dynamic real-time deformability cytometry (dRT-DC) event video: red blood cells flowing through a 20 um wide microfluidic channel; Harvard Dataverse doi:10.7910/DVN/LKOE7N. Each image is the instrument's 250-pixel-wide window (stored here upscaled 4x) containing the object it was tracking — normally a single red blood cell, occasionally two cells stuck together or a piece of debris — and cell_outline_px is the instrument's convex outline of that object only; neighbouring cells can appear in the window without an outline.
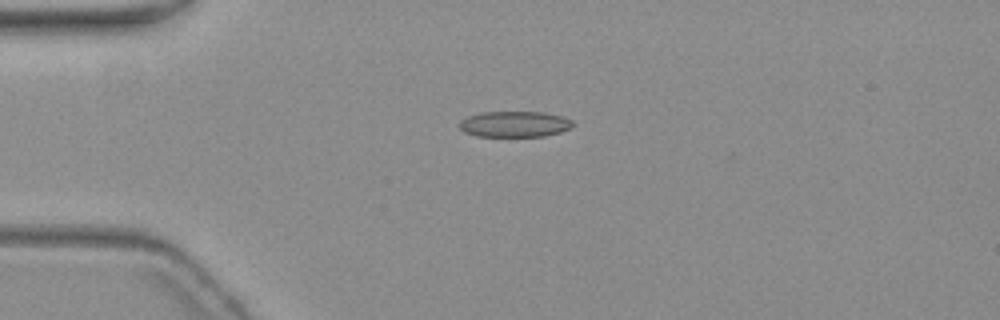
{"species": "common noctule bat (a hibernating species)", "species_latin": "Nyctalus noctula", "temperature_condition": "warm", "stored_images_in_passage": 5, "camera_frame_rate_fps": 3000, "um_per_image_px": 0.085, "animal": {"sex": "female", "body_mass_g": 19.3, "forearm_length_mm": 54.1}, "frame": {"image": 1, "passage_image": 4, "time_ms": 4.667, "image_size_px": [1000, 320], "cell_outline_px": [[572, 128], [560, 132], [544, 136], [476, 136], [464, 132], [460, 128], [460, 120], [468, 116], [480, 112], [544, 112], [560, 116], [572, 120]], "centroid_in_image_um": [43.73, 10.55], "position_along_channel_um": 41.3, "area_um2": 17.05}}